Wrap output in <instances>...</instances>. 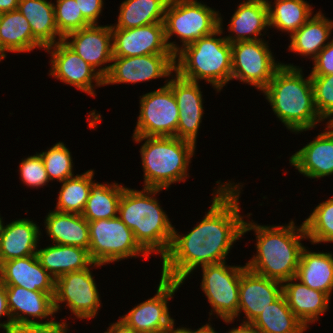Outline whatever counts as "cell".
Here are the masks:
<instances>
[{"instance_id": "cell-8", "label": "cell", "mask_w": 333, "mask_h": 333, "mask_svg": "<svg viewBox=\"0 0 333 333\" xmlns=\"http://www.w3.org/2000/svg\"><path fill=\"white\" fill-rule=\"evenodd\" d=\"M88 224V250L94 263L106 265L139 256L149 258L150 255L136 241L133 231L118 216L90 221Z\"/></svg>"}, {"instance_id": "cell-29", "label": "cell", "mask_w": 333, "mask_h": 333, "mask_svg": "<svg viewBox=\"0 0 333 333\" xmlns=\"http://www.w3.org/2000/svg\"><path fill=\"white\" fill-rule=\"evenodd\" d=\"M333 20L319 10L314 16L290 36L289 51L313 60L330 42ZM306 56V57H305Z\"/></svg>"}, {"instance_id": "cell-42", "label": "cell", "mask_w": 333, "mask_h": 333, "mask_svg": "<svg viewBox=\"0 0 333 333\" xmlns=\"http://www.w3.org/2000/svg\"><path fill=\"white\" fill-rule=\"evenodd\" d=\"M61 322L46 323H13L7 333H67L68 323L66 319Z\"/></svg>"}, {"instance_id": "cell-2", "label": "cell", "mask_w": 333, "mask_h": 333, "mask_svg": "<svg viewBox=\"0 0 333 333\" xmlns=\"http://www.w3.org/2000/svg\"><path fill=\"white\" fill-rule=\"evenodd\" d=\"M254 231L256 255L246 262V268L261 276L284 282L294 278L300 254L307 240L302 224L294 220L282 225H260L254 220H244L243 235Z\"/></svg>"}, {"instance_id": "cell-38", "label": "cell", "mask_w": 333, "mask_h": 333, "mask_svg": "<svg viewBox=\"0 0 333 333\" xmlns=\"http://www.w3.org/2000/svg\"><path fill=\"white\" fill-rule=\"evenodd\" d=\"M39 154L43 159L50 182L56 180L61 183L68 178L76 176L73 171L72 154L64 142L59 141Z\"/></svg>"}, {"instance_id": "cell-43", "label": "cell", "mask_w": 333, "mask_h": 333, "mask_svg": "<svg viewBox=\"0 0 333 333\" xmlns=\"http://www.w3.org/2000/svg\"><path fill=\"white\" fill-rule=\"evenodd\" d=\"M312 61L310 75L333 74V37Z\"/></svg>"}, {"instance_id": "cell-47", "label": "cell", "mask_w": 333, "mask_h": 333, "mask_svg": "<svg viewBox=\"0 0 333 333\" xmlns=\"http://www.w3.org/2000/svg\"><path fill=\"white\" fill-rule=\"evenodd\" d=\"M226 333H259V331L251 323H240L239 326H234Z\"/></svg>"}, {"instance_id": "cell-45", "label": "cell", "mask_w": 333, "mask_h": 333, "mask_svg": "<svg viewBox=\"0 0 333 333\" xmlns=\"http://www.w3.org/2000/svg\"><path fill=\"white\" fill-rule=\"evenodd\" d=\"M6 317L7 320L0 322V328L3 329L5 333L9 330V327L13 324L11 315L7 306V294L6 287L0 281V319Z\"/></svg>"}, {"instance_id": "cell-39", "label": "cell", "mask_w": 333, "mask_h": 333, "mask_svg": "<svg viewBox=\"0 0 333 333\" xmlns=\"http://www.w3.org/2000/svg\"><path fill=\"white\" fill-rule=\"evenodd\" d=\"M53 4L55 22L58 32L63 38L71 32L91 25L83 17L76 0H56Z\"/></svg>"}, {"instance_id": "cell-32", "label": "cell", "mask_w": 333, "mask_h": 333, "mask_svg": "<svg viewBox=\"0 0 333 333\" xmlns=\"http://www.w3.org/2000/svg\"><path fill=\"white\" fill-rule=\"evenodd\" d=\"M269 28L287 32L289 37L313 15V6L307 0H266ZM273 3V4H271Z\"/></svg>"}, {"instance_id": "cell-6", "label": "cell", "mask_w": 333, "mask_h": 333, "mask_svg": "<svg viewBox=\"0 0 333 333\" xmlns=\"http://www.w3.org/2000/svg\"><path fill=\"white\" fill-rule=\"evenodd\" d=\"M140 148L145 188L168 190L171 184L185 182L195 155L194 143L177 137H132Z\"/></svg>"}, {"instance_id": "cell-36", "label": "cell", "mask_w": 333, "mask_h": 333, "mask_svg": "<svg viewBox=\"0 0 333 333\" xmlns=\"http://www.w3.org/2000/svg\"><path fill=\"white\" fill-rule=\"evenodd\" d=\"M95 175L94 169L61 182L55 210L65 213L82 214L88 200Z\"/></svg>"}, {"instance_id": "cell-51", "label": "cell", "mask_w": 333, "mask_h": 333, "mask_svg": "<svg viewBox=\"0 0 333 333\" xmlns=\"http://www.w3.org/2000/svg\"><path fill=\"white\" fill-rule=\"evenodd\" d=\"M3 224H4L3 217H1V215H0V234L2 231Z\"/></svg>"}, {"instance_id": "cell-15", "label": "cell", "mask_w": 333, "mask_h": 333, "mask_svg": "<svg viewBox=\"0 0 333 333\" xmlns=\"http://www.w3.org/2000/svg\"><path fill=\"white\" fill-rule=\"evenodd\" d=\"M175 71L173 54L113 57L104 85L136 84L171 77Z\"/></svg>"}, {"instance_id": "cell-44", "label": "cell", "mask_w": 333, "mask_h": 333, "mask_svg": "<svg viewBox=\"0 0 333 333\" xmlns=\"http://www.w3.org/2000/svg\"><path fill=\"white\" fill-rule=\"evenodd\" d=\"M78 3L79 10L83 17L90 23V24H98V20L101 13L103 12V0H76Z\"/></svg>"}, {"instance_id": "cell-5", "label": "cell", "mask_w": 333, "mask_h": 333, "mask_svg": "<svg viewBox=\"0 0 333 333\" xmlns=\"http://www.w3.org/2000/svg\"><path fill=\"white\" fill-rule=\"evenodd\" d=\"M223 24L220 13L218 30L197 39L174 55V72L178 76L193 82L205 80L218 93L231 81L232 73V49L225 36L221 37Z\"/></svg>"}, {"instance_id": "cell-50", "label": "cell", "mask_w": 333, "mask_h": 333, "mask_svg": "<svg viewBox=\"0 0 333 333\" xmlns=\"http://www.w3.org/2000/svg\"><path fill=\"white\" fill-rule=\"evenodd\" d=\"M191 333H219L215 331V328L212 327L211 323H206L205 325H202L198 329H191Z\"/></svg>"}, {"instance_id": "cell-34", "label": "cell", "mask_w": 333, "mask_h": 333, "mask_svg": "<svg viewBox=\"0 0 333 333\" xmlns=\"http://www.w3.org/2000/svg\"><path fill=\"white\" fill-rule=\"evenodd\" d=\"M125 186L121 183L93 182L82 216L87 222L118 216V205Z\"/></svg>"}, {"instance_id": "cell-24", "label": "cell", "mask_w": 333, "mask_h": 333, "mask_svg": "<svg viewBox=\"0 0 333 333\" xmlns=\"http://www.w3.org/2000/svg\"><path fill=\"white\" fill-rule=\"evenodd\" d=\"M42 233L32 219L3 224L0 234V265L8 260L36 255Z\"/></svg>"}, {"instance_id": "cell-31", "label": "cell", "mask_w": 333, "mask_h": 333, "mask_svg": "<svg viewBox=\"0 0 333 333\" xmlns=\"http://www.w3.org/2000/svg\"><path fill=\"white\" fill-rule=\"evenodd\" d=\"M18 10L28 20L33 37L44 48L63 41L55 22L54 4L51 0H19Z\"/></svg>"}, {"instance_id": "cell-17", "label": "cell", "mask_w": 333, "mask_h": 333, "mask_svg": "<svg viewBox=\"0 0 333 333\" xmlns=\"http://www.w3.org/2000/svg\"><path fill=\"white\" fill-rule=\"evenodd\" d=\"M283 294L282 282L270 279L245 268L242 271L239 288L238 313L233 319H224L225 324L234 323L240 313L244 323H252L269 304L276 301Z\"/></svg>"}, {"instance_id": "cell-23", "label": "cell", "mask_w": 333, "mask_h": 333, "mask_svg": "<svg viewBox=\"0 0 333 333\" xmlns=\"http://www.w3.org/2000/svg\"><path fill=\"white\" fill-rule=\"evenodd\" d=\"M230 17L228 36L230 43L238 41L262 40L269 29L268 6L266 0H243ZM264 32V33H262ZM261 36V37H259Z\"/></svg>"}, {"instance_id": "cell-37", "label": "cell", "mask_w": 333, "mask_h": 333, "mask_svg": "<svg viewBox=\"0 0 333 333\" xmlns=\"http://www.w3.org/2000/svg\"><path fill=\"white\" fill-rule=\"evenodd\" d=\"M303 225L311 244L333 243V197L314 207Z\"/></svg>"}, {"instance_id": "cell-11", "label": "cell", "mask_w": 333, "mask_h": 333, "mask_svg": "<svg viewBox=\"0 0 333 333\" xmlns=\"http://www.w3.org/2000/svg\"><path fill=\"white\" fill-rule=\"evenodd\" d=\"M231 81L238 80L263 91L282 65L276 61L268 40L238 41L231 44Z\"/></svg>"}, {"instance_id": "cell-41", "label": "cell", "mask_w": 333, "mask_h": 333, "mask_svg": "<svg viewBox=\"0 0 333 333\" xmlns=\"http://www.w3.org/2000/svg\"><path fill=\"white\" fill-rule=\"evenodd\" d=\"M19 179L27 187L36 188L46 186L50 180L48 179L45 165L41 155L36 152V154L28 156L27 158H22L19 163Z\"/></svg>"}, {"instance_id": "cell-19", "label": "cell", "mask_w": 333, "mask_h": 333, "mask_svg": "<svg viewBox=\"0 0 333 333\" xmlns=\"http://www.w3.org/2000/svg\"><path fill=\"white\" fill-rule=\"evenodd\" d=\"M113 57L173 54L166 43L164 23L130 29L111 28Z\"/></svg>"}, {"instance_id": "cell-22", "label": "cell", "mask_w": 333, "mask_h": 333, "mask_svg": "<svg viewBox=\"0 0 333 333\" xmlns=\"http://www.w3.org/2000/svg\"><path fill=\"white\" fill-rule=\"evenodd\" d=\"M0 281L5 286L55 294V279L41 266L37 255L3 262L0 265Z\"/></svg>"}, {"instance_id": "cell-7", "label": "cell", "mask_w": 333, "mask_h": 333, "mask_svg": "<svg viewBox=\"0 0 333 333\" xmlns=\"http://www.w3.org/2000/svg\"><path fill=\"white\" fill-rule=\"evenodd\" d=\"M165 39L175 55L183 47L220 28V12L197 0H169L164 15ZM177 36L181 45L170 41Z\"/></svg>"}, {"instance_id": "cell-33", "label": "cell", "mask_w": 333, "mask_h": 333, "mask_svg": "<svg viewBox=\"0 0 333 333\" xmlns=\"http://www.w3.org/2000/svg\"><path fill=\"white\" fill-rule=\"evenodd\" d=\"M169 0H124L111 28L130 29L163 22Z\"/></svg>"}, {"instance_id": "cell-40", "label": "cell", "mask_w": 333, "mask_h": 333, "mask_svg": "<svg viewBox=\"0 0 333 333\" xmlns=\"http://www.w3.org/2000/svg\"><path fill=\"white\" fill-rule=\"evenodd\" d=\"M316 110L326 123H333V74L310 75Z\"/></svg>"}, {"instance_id": "cell-4", "label": "cell", "mask_w": 333, "mask_h": 333, "mask_svg": "<svg viewBox=\"0 0 333 333\" xmlns=\"http://www.w3.org/2000/svg\"><path fill=\"white\" fill-rule=\"evenodd\" d=\"M163 189L124 188L118 205V217L133 231L136 241L151 256L168 252L174 226L155 197Z\"/></svg>"}, {"instance_id": "cell-27", "label": "cell", "mask_w": 333, "mask_h": 333, "mask_svg": "<svg viewBox=\"0 0 333 333\" xmlns=\"http://www.w3.org/2000/svg\"><path fill=\"white\" fill-rule=\"evenodd\" d=\"M45 48L33 37L28 20L17 9L0 14V59L7 52L25 53Z\"/></svg>"}, {"instance_id": "cell-25", "label": "cell", "mask_w": 333, "mask_h": 333, "mask_svg": "<svg viewBox=\"0 0 333 333\" xmlns=\"http://www.w3.org/2000/svg\"><path fill=\"white\" fill-rule=\"evenodd\" d=\"M282 285L289 308L307 329L330 308L331 298L326 293L311 289L295 277L284 281Z\"/></svg>"}, {"instance_id": "cell-35", "label": "cell", "mask_w": 333, "mask_h": 333, "mask_svg": "<svg viewBox=\"0 0 333 333\" xmlns=\"http://www.w3.org/2000/svg\"><path fill=\"white\" fill-rule=\"evenodd\" d=\"M251 324L259 333H304L307 330L289 308L284 294L269 304Z\"/></svg>"}, {"instance_id": "cell-21", "label": "cell", "mask_w": 333, "mask_h": 333, "mask_svg": "<svg viewBox=\"0 0 333 333\" xmlns=\"http://www.w3.org/2000/svg\"><path fill=\"white\" fill-rule=\"evenodd\" d=\"M5 287L13 323L60 322L55 319L54 294L31 291L19 286Z\"/></svg>"}, {"instance_id": "cell-28", "label": "cell", "mask_w": 333, "mask_h": 333, "mask_svg": "<svg viewBox=\"0 0 333 333\" xmlns=\"http://www.w3.org/2000/svg\"><path fill=\"white\" fill-rule=\"evenodd\" d=\"M37 258L41 266L56 280L65 273L89 268L94 262L89 250L60 244H50L37 249Z\"/></svg>"}, {"instance_id": "cell-49", "label": "cell", "mask_w": 333, "mask_h": 333, "mask_svg": "<svg viewBox=\"0 0 333 333\" xmlns=\"http://www.w3.org/2000/svg\"><path fill=\"white\" fill-rule=\"evenodd\" d=\"M176 323H173L170 327L165 329L162 333H191V328L181 327L177 326V328L174 326Z\"/></svg>"}, {"instance_id": "cell-48", "label": "cell", "mask_w": 333, "mask_h": 333, "mask_svg": "<svg viewBox=\"0 0 333 333\" xmlns=\"http://www.w3.org/2000/svg\"><path fill=\"white\" fill-rule=\"evenodd\" d=\"M19 0H0V14L18 9Z\"/></svg>"}, {"instance_id": "cell-1", "label": "cell", "mask_w": 333, "mask_h": 333, "mask_svg": "<svg viewBox=\"0 0 333 333\" xmlns=\"http://www.w3.org/2000/svg\"><path fill=\"white\" fill-rule=\"evenodd\" d=\"M216 184L212 204L202 220L184 235L174 226L168 252L161 258V278L184 283L195 269L225 262L234 243L243 236L244 218L252 215L240 214L243 183L218 180Z\"/></svg>"}, {"instance_id": "cell-26", "label": "cell", "mask_w": 333, "mask_h": 333, "mask_svg": "<svg viewBox=\"0 0 333 333\" xmlns=\"http://www.w3.org/2000/svg\"><path fill=\"white\" fill-rule=\"evenodd\" d=\"M44 225L52 244L78 246L88 250L89 224L82 215L49 210Z\"/></svg>"}, {"instance_id": "cell-20", "label": "cell", "mask_w": 333, "mask_h": 333, "mask_svg": "<svg viewBox=\"0 0 333 333\" xmlns=\"http://www.w3.org/2000/svg\"><path fill=\"white\" fill-rule=\"evenodd\" d=\"M325 126V131L289 158L291 166L310 179L333 175V123Z\"/></svg>"}, {"instance_id": "cell-16", "label": "cell", "mask_w": 333, "mask_h": 333, "mask_svg": "<svg viewBox=\"0 0 333 333\" xmlns=\"http://www.w3.org/2000/svg\"><path fill=\"white\" fill-rule=\"evenodd\" d=\"M63 42L103 78L108 75L113 59L111 24H91L69 33Z\"/></svg>"}, {"instance_id": "cell-18", "label": "cell", "mask_w": 333, "mask_h": 333, "mask_svg": "<svg viewBox=\"0 0 333 333\" xmlns=\"http://www.w3.org/2000/svg\"><path fill=\"white\" fill-rule=\"evenodd\" d=\"M167 85L173 91L179 109L176 137L197 144L199 128L204 113V103L199 82L181 78L175 72Z\"/></svg>"}, {"instance_id": "cell-30", "label": "cell", "mask_w": 333, "mask_h": 333, "mask_svg": "<svg viewBox=\"0 0 333 333\" xmlns=\"http://www.w3.org/2000/svg\"><path fill=\"white\" fill-rule=\"evenodd\" d=\"M304 246L295 278L311 289L333 294V253L315 252Z\"/></svg>"}, {"instance_id": "cell-9", "label": "cell", "mask_w": 333, "mask_h": 333, "mask_svg": "<svg viewBox=\"0 0 333 333\" xmlns=\"http://www.w3.org/2000/svg\"><path fill=\"white\" fill-rule=\"evenodd\" d=\"M246 265H228L227 262L202 266L200 288L212 309L209 316L233 319L238 313L239 288L242 271Z\"/></svg>"}, {"instance_id": "cell-46", "label": "cell", "mask_w": 333, "mask_h": 333, "mask_svg": "<svg viewBox=\"0 0 333 333\" xmlns=\"http://www.w3.org/2000/svg\"><path fill=\"white\" fill-rule=\"evenodd\" d=\"M110 324L104 333H136L133 329L127 326L121 319Z\"/></svg>"}, {"instance_id": "cell-10", "label": "cell", "mask_w": 333, "mask_h": 333, "mask_svg": "<svg viewBox=\"0 0 333 333\" xmlns=\"http://www.w3.org/2000/svg\"><path fill=\"white\" fill-rule=\"evenodd\" d=\"M101 266L103 265L93 263L89 268L65 273L55 280L53 298L56 314L62 311L61 304H64L80 320L92 319L98 315L102 304L92 268Z\"/></svg>"}, {"instance_id": "cell-13", "label": "cell", "mask_w": 333, "mask_h": 333, "mask_svg": "<svg viewBox=\"0 0 333 333\" xmlns=\"http://www.w3.org/2000/svg\"><path fill=\"white\" fill-rule=\"evenodd\" d=\"M183 283L161 278L156 293L137 304L121 319L136 333H162L175 323L169 312V301Z\"/></svg>"}, {"instance_id": "cell-12", "label": "cell", "mask_w": 333, "mask_h": 333, "mask_svg": "<svg viewBox=\"0 0 333 333\" xmlns=\"http://www.w3.org/2000/svg\"><path fill=\"white\" fill-rule=\"evenodd\" d=\"M139 96V115L132 137H176L179 109L167 85Z\"/></svg>"}, {"instance_id": "cell-14", "label": "cell", "mask_w": 333, "mask_h": 333, "mask_svg": "<svg viewBox=\"0 0 333 333\" xmlns=\"http://www.w3.org/2000/svg\"><path fill=\"white\" fill-rule=\"evenodd\" d=\"M44 51L50 54L51 67L48 75L56 80L74 86L92 97L96 96L95 88L104 86V78L63 41Z\"/></svg>"}, {"instance_id": "cell-3", "label": "cell", "mask_w": 333, "mask_h": 333, "mask_svg": "<svg viewBox=\"0 0 333 333\" xmlns=\"http://www.w3.org/2000/svg\"><path fill=\"white\" fill-rule=\"evenodd\" d=\"M261 93L276 118L293 134L317 128L324 121L315 107L310 74L304 76L300 66L282 63Z\"/></svg>"}]
</instances>
